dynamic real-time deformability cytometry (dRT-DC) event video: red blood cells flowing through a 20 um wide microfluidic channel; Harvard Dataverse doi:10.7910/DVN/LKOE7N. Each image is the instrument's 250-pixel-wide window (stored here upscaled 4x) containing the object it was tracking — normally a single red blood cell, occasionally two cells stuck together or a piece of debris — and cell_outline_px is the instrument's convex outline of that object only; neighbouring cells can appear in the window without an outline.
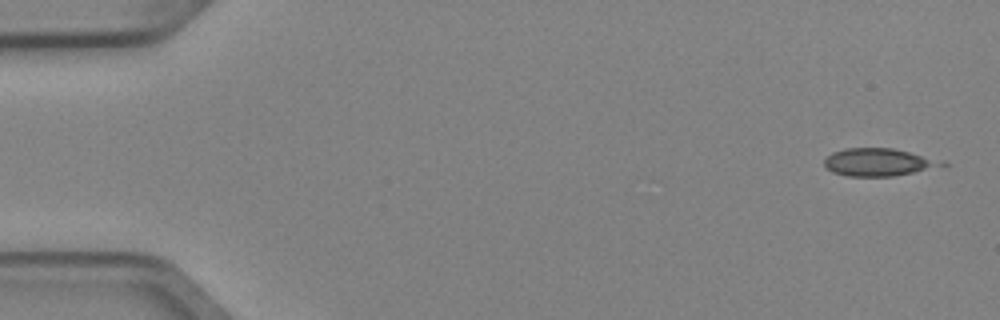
{"species": "Egyptian fruit bat (a non-hibernating species)", "species_latin": "Rousettus aegyptiacus", "temperature_condition": "cold", "stored_images_in_passage": 8, "camera_frame_rate_fps": 3000, "um_per_image_px": 0.085, "animal": {"sex": "female"}, "frame": {"image": 1, "passage_image": 1, "time_ms": 0.0, "image_size_px": [1000, 320], "cell_outline_px": [[948, 164], [912, 172], [892, 176], [848, 176], [832, 172], [824, 164], [824, 160], [832, 152], [844, 148], [892, 148], [944, 160]], "centroid_in_image_um": [74.65, 13.77], "position_along_channel_um": 10.3, "area_um2": 18.73}}
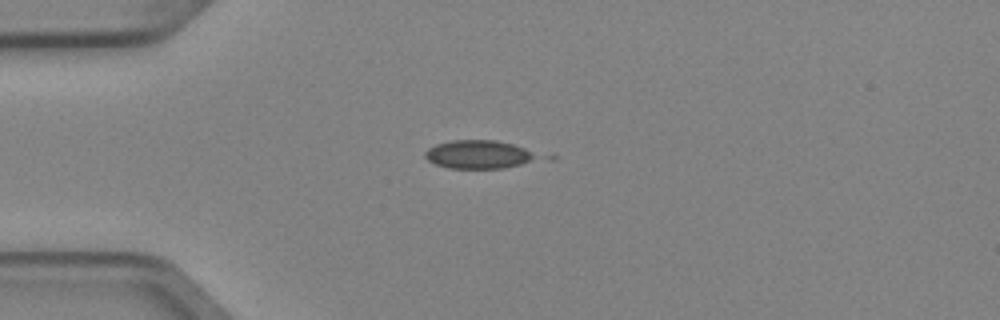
{"frame": {"image": 2, "passage_image": 4, "time_ms": 1.0, "image_size_px": [1000, 320], "cell_outline_px": [[536, 156], [520, 164], [504, 168], [448, 168], [436, 164], [428, 160], [424, 156], [424, 152], [428, 148], [436, 144], [452, 140], [496, 140], [512, 144], [524, 148]], "centroid_in_image_um": [40.56, 13.12], "position_along_channel_um": 44.4, "area_um2": 18.03}}
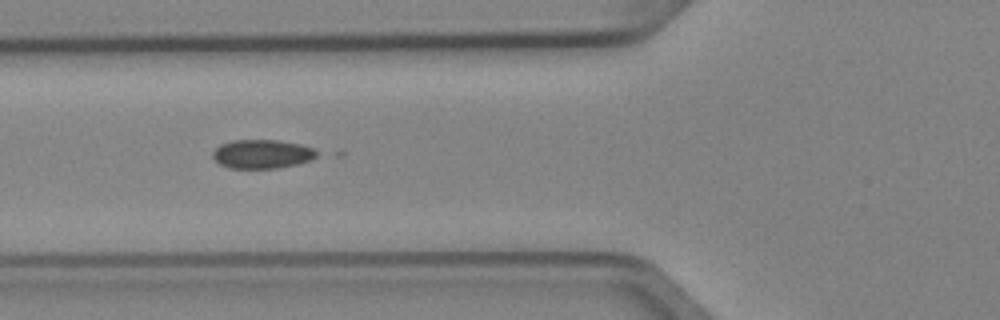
{"frame": {"image": 3, "passage_image": 6, "time_ms": 1.667, "image_size_px": [1000, 320], "cell_outline_px": [[320, 156], [312, 160], [280, 168], [228, 168], [220, 164], [212, 156], [212, 152], [220, 144], [232, 140], [280, 140], [300, 144], [312, 148], [320, 152]], "centroid_in_image_um": [22.32, 13.09], "position_along_channel_um": 103.5, "area_um2": 17.74}}